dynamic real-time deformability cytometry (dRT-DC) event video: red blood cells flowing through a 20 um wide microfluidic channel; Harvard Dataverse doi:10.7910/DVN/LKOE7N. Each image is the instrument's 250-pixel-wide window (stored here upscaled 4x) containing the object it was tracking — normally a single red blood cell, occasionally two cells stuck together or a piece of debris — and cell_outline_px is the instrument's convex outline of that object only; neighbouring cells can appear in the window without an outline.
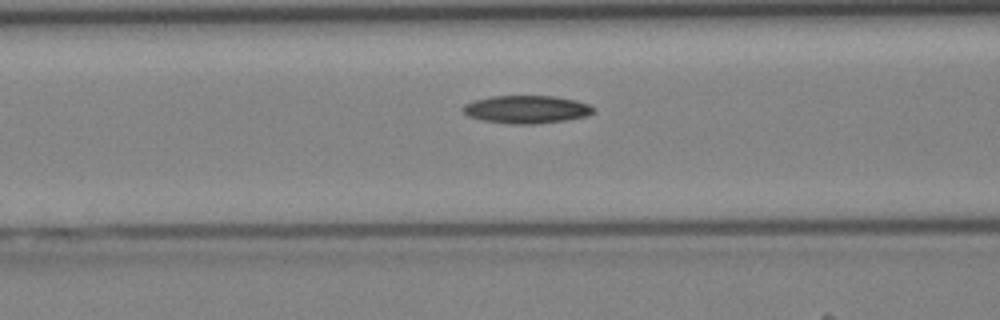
{"species": "Egyptian fruit bat (a non-hibernating species)", "species_latin": "Rousettus aegyptiacus", "temperature_condition": "cold", "stored_images_in_passage": 35, "camera_frame_rate_fps": 3000, "um_per_image_px": 0.085, "animal": {"sex": "female"}, "frame": {"image": 1, "passage_image": 11, "time_ms": 3.333, "image_size_px": [1000, 320], "cell_outline_px": [[596, 108], [592, 112], [584, 116], [564, 120], [536, 124], [512, 124], [480, 120], [468, 116], [464, 112], [464, 104], [472, 100], [492, 96], [552, 96], [576, 100], [588, 104]], "centroid_in_image_um": [44.72, 9.29], "position_along_channel_um": 121.9, "area_um2": 21.1}}
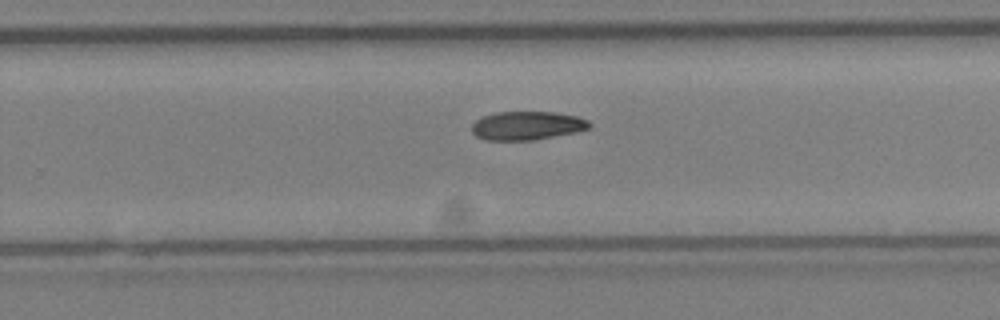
{"frame": {"image": 2, "passage_image": 21, "time_ms": 6.667, "image_size_px": [1000, 320], "cell_outline_px": [[592, 128], [576, 132], [532, 140], [484, 140], [476, 136], [472, 132], [472, 124], [480, 116], [496, 112], [552, 112], [576, 116], [588, 120], [592, 124]], "centroid_in_image_um": [44.79, 10.68], "position_along_channel_um": 285.0, "area_um2": 19.71}}
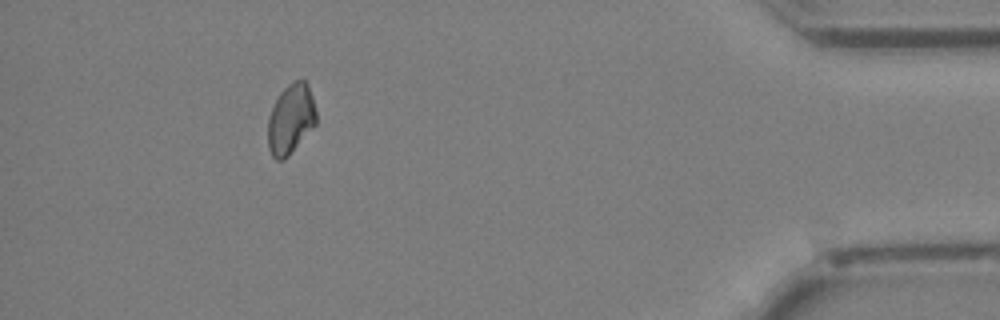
{"frame": {"image": 3, "passage_image": 32, "time_ms": 10.333, "image_size_px": [1000, 320], "cell_outline_px": [[316, 124], [288, 156], [284, 160], [276, 160], [272, 156], [268, 148], [268, 116], [280, 92], [292, 80], [304, 80], [308, 84], [312, 96], [316, 112]], "centroid_in_image_um": [24.7, 10.12], "position_along_channel_um": 410.5, "area_um2": 19.71}}